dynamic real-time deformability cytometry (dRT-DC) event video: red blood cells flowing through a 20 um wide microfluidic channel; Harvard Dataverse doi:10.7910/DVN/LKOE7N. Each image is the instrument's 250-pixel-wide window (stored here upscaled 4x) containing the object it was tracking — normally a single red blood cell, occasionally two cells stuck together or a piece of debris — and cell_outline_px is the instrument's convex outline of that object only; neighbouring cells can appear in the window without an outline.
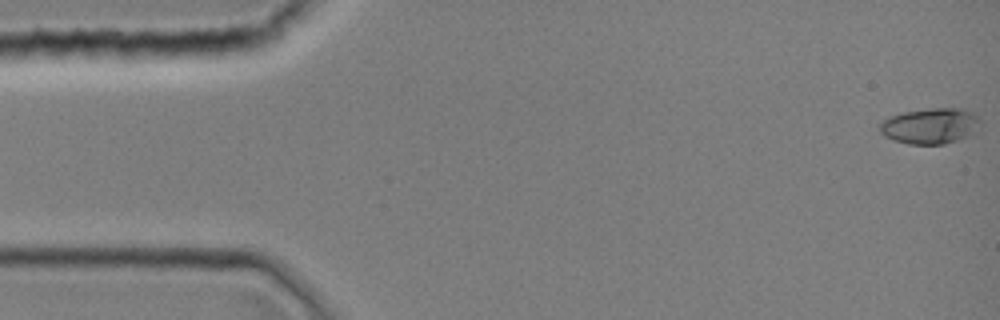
{"species": "common noctule bat (a hibernating species)", "species_latin": "Nyctalus noctula", "temperature_condition": "room temperature", "stored_images_in_passage": 44, "camera_frame_rate_fps": 3000, "um_per_image_px": 0.085, "animal": {"sex": "female", "body_mass_g": 19.0, "forearm_length_mm": 51.5}, "frame": {"image": 1, "passage_image": 1, "time_ms": 0.0, "image_size_px": [1000, 320], "cell_outline_px": [[980, 132], [944, 144], [908, 144], [892, 140], [884, 136], [880, 132], [880, 124], [888, 116], [904, 112], [928, 108], [964, 108], [980, 116]], "centroid_in_image_um": [79.13, 10.7], "position_along_channel_um": 5.9, "area_um2": 21.39}}
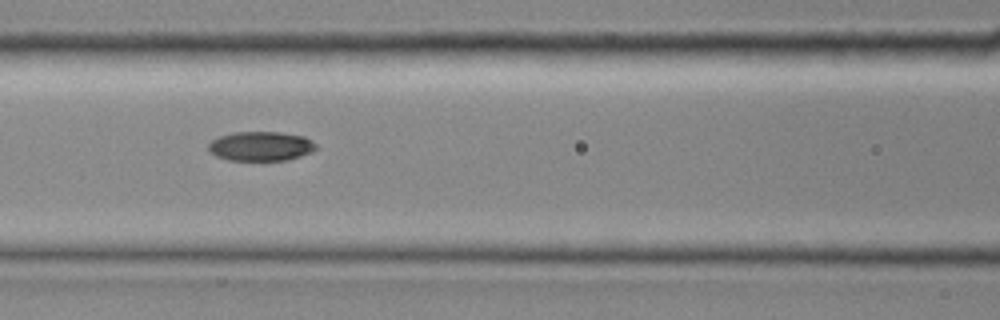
{"frame": {"image": 2, "passage_image": 19, "time_ms": 6.0, "image_size_px": [1000, 320], "cell_outline_px": [[316, 148], [312, 152], [288, 160], [228, 160], [216, 156], [208, 152], [208, 144], [216, 136], [232, 132], [280, 132], [304, 136], [312, 140], [316, 144]], "centroid_in_image_um": [22.14, 12.42], "position_along_channel_um": 144.5, "area_um2": 18.67}}
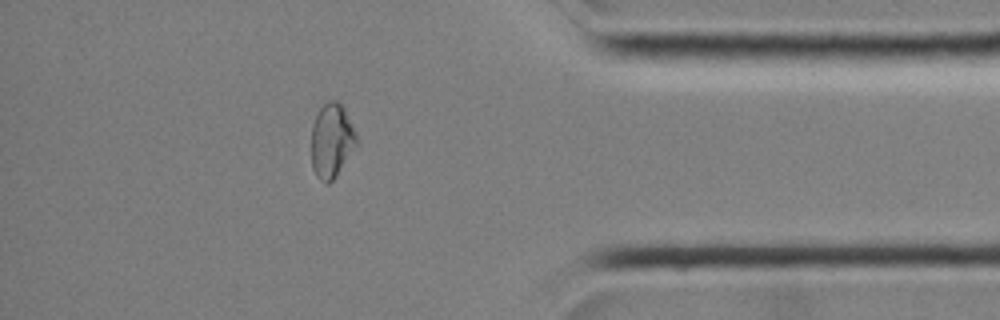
{"frame": {"image": 3, "passage_image": 38, "time_ms": 12.333, "image_size_px": [1000, 320], "cell_outline_px": [[360, 144], [336, 176], [328, 184], [324, 184], [316, 176], [312, 168], [312, 124], [320, 108], [328, 100], [336, 100], [344, 108], [356, 132]], "centroid_in_image_um": [28.23, 11.98], "position_along_channel_um": 407.0, "area_um2": 19.94}}